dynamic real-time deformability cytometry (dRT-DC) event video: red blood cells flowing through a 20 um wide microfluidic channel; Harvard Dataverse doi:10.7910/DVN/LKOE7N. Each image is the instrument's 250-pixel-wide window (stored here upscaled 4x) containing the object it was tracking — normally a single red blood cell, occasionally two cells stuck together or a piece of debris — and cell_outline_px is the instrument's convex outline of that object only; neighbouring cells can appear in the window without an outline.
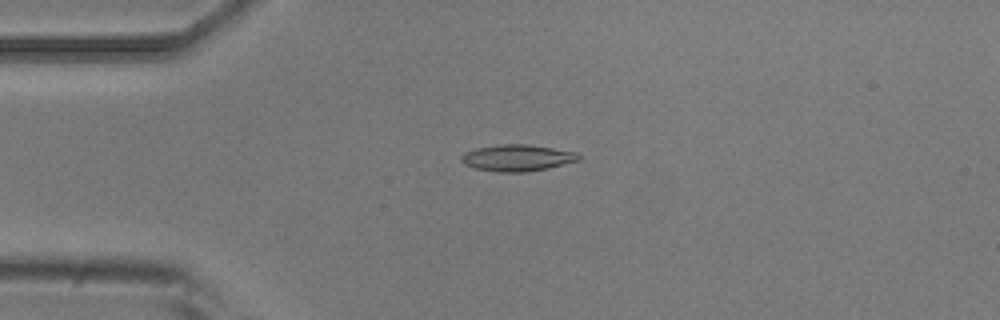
{"species": "common noctule bat (a hibernating species)", "species_latin": "Nyctalus noctula", "temperature_condition": "room temperature", "stored_images_in_passage": 2, "camera_frame_rate_fps": 3000, "um_per_image_px": 0.085, "animal": {"sex": "male", "body_mass_g": 20.5, "forearm_length_mm": 52.5}, "frame": {"image": 1, "passage_image": 1, "time_ms": 0.0, "image_size_px": [1000, 320], "cell_outline_px": [[580, 160], [548, 168], [528, 172], [500, 172], [476, 168], [464, 164], [460, 160], [460, 156], [464, 152], [476, 148], [500, 144], [528, 144], [576, 152], [580, 156]], "centroid_in_image_um": [43.95, 13.41], "position_along_channel_um": 41.1, "area_um2": 18.15}}